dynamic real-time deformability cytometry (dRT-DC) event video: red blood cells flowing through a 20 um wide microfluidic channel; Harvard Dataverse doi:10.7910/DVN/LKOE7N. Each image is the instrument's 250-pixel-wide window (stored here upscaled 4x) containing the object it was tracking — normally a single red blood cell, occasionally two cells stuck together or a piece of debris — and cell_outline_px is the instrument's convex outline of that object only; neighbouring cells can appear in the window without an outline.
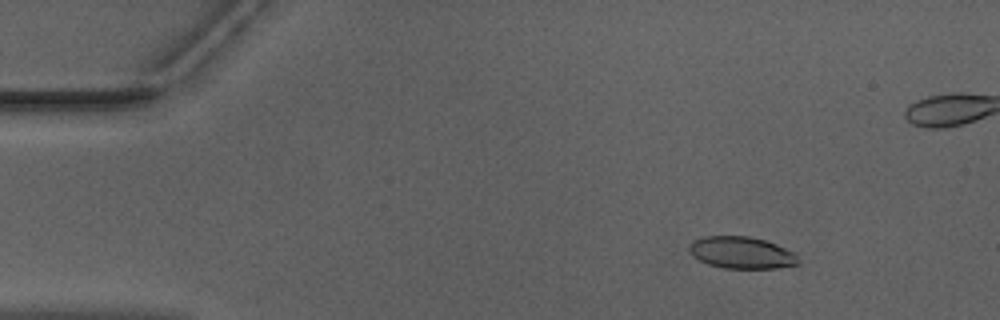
{"species": "Egyptian fruit bat (a non-hibernating species)", "species_latin": "Rousettus aegyptiacus", "temperature_condition": "warm", "stored_images_in_passage": 52, "camera_frame_rate_fps": 3000, "um_per_image_px": 0.085, "animal": {"sex": "male"}, "frame": {"image": 1, "passage_image": 7, "time_ms": 2.0, "image_size_px": [1000, 320], "cell_outline_px": [[800, 264], [776, 268], [724, 268], [708, 264], [692, 256], [688, 248], [692, 240], [704, 236], [748, 236], [764, 240], [776, 244], [792, 252], [796, 256]], "centroid_in_image_um": [62.99, 21.47], "position_along_channel_um": 22.0, "area_um2": 20.17}}
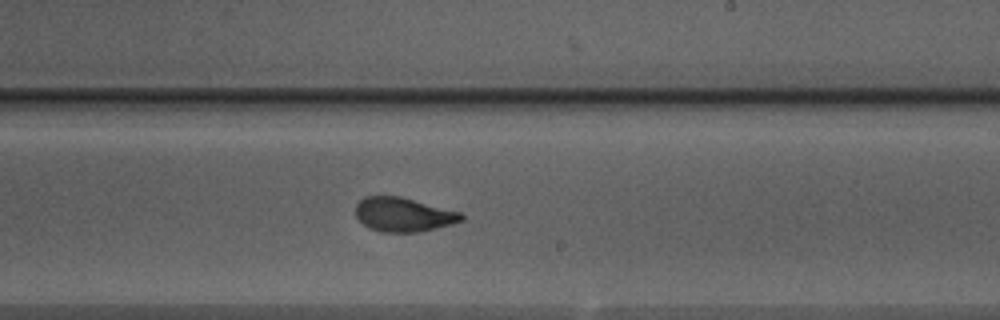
{"frame": {"image": 2, "passage_image": 31, "time_ms": 10.0, "image_size_px": [1000, 320], "cell_outline_px": [[464, 220], [452, 224], [420, 232], [380, 232], [368, 228], [356, 216], [356, 204], [364, 196], [400, 196], [460, 212], [464, 216]], "centroid_in_image_um": [34.28, 18.24], "position_along_channel_um": 254.7, "area_um2": 21.04}}
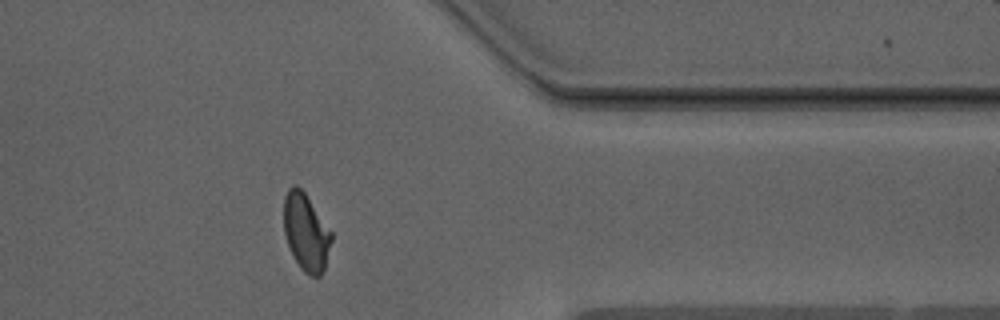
{"frame": {"image": 3, "passage_image": 42, "time_ms": 13.667, "image_size_px": [1000, 320], "cell_outline_px": [[332, 240], [324, 268], [320, 276], [308, 276], [300, 268], [288, 244], [284, 232], [284, 196], [288, 188], [292, 184], [296, 184], [304, 192], [332, 232]], "centroid_in_image_um": [26.0, 19.72], "position_along_channel_um": 385.4, "area_um2": 21.27}}